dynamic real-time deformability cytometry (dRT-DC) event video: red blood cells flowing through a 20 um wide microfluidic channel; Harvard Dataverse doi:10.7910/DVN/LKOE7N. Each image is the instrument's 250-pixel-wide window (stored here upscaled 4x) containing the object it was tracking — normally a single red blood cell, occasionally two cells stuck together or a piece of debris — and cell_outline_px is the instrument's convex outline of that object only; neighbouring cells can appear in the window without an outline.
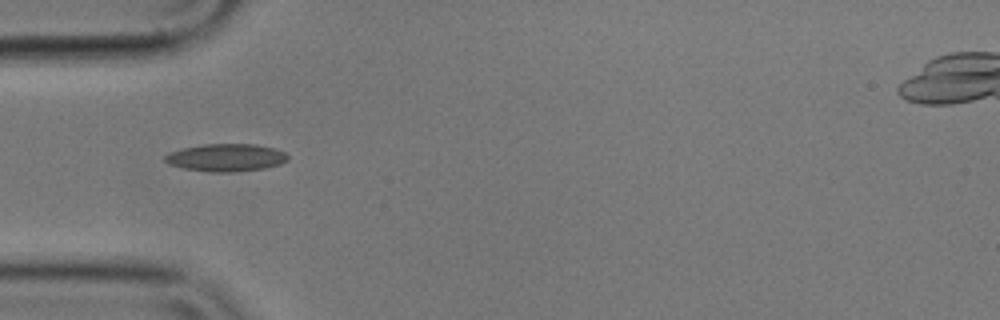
{"species": "common noctule bat (a hibernating species)", "species_latin": "Nyctalus noctula", "temperature_condition": "cold", "stored_images_in_passage": 36, "camera_frame_rate_fps": 3000, "um_per_image_px": 0.085, "animal": {"sex": "male", "body_mass_g": 17.9}, "frame": {"image": 1, "passage_image": 1, "time_ms": 0.0, "image_size_px": [1000, 320], "cell_outline_px": [[288, 160], [280, 164], [264, 168], [232, 172], [212, 172], [184, 168], [168, 164], [164, 160], [164, 156], [168, 152], [184, 148], [204, 144], [256, 144], [276, 148], [284, 152], [288, 156]], "centroid_in_image_um": [19.21, 13.39], "position_along_channel_um": 65.8, "area_um2": 19.77}}
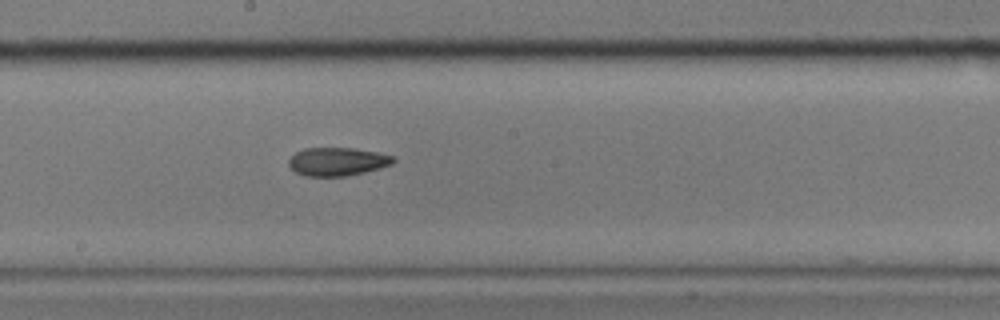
{"frame": {"image": 2, "passage_image": 14, "time_ms": 4.333, "image_size_px": [1000, 320], "cell_outline_px": [[396, 160], [392, 164], [380, 168], [364, 172], [344, 176], [304, 176], [296, 172], [288, 164], [288, 160], [296, 152], [304, 148], [356, 148], [380, 152], [396, 156]], "centroid_in_image_um": [28.72, 13.72], "position_along_channel_um": 219.5, "area_um2": 17.4}}
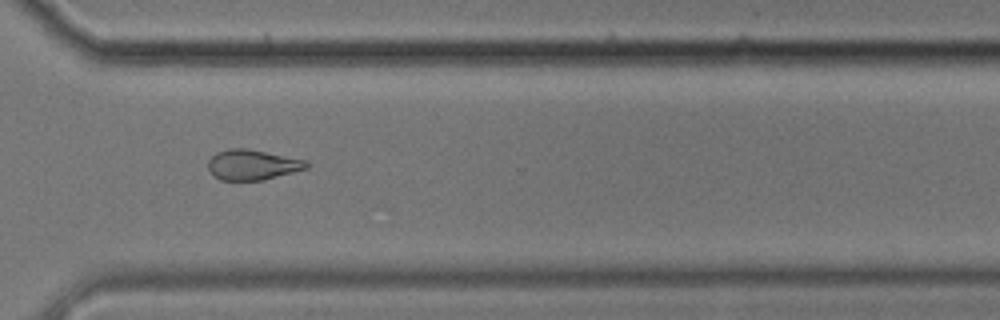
{"frame": {"image": 3, "passage_image": 25, "time_ms": 8.0, "image_size_px": [1000, 320], "cell_outline_px": [[308, 168], [264, 180], [220, 180], [208, 168], [208, 160], [216, 152], [228, 148], [248, 148], [308, 160]], "centroid_in_image_um": [21.48, 13.99], "position_along_channel_um": 349.1, "area_um2": 17.46}, "authors_computed_cell_mechanics": {"area_um2": 17.629, "velocity_mm_per_s": 3.5393, "shape_relaxation_time_tau1_ms": null, "shape_relaxation_time_tau2_ms": 5.1623, "deformation_change_tau1": null, "deformation_change_tau2": 0.1301}}